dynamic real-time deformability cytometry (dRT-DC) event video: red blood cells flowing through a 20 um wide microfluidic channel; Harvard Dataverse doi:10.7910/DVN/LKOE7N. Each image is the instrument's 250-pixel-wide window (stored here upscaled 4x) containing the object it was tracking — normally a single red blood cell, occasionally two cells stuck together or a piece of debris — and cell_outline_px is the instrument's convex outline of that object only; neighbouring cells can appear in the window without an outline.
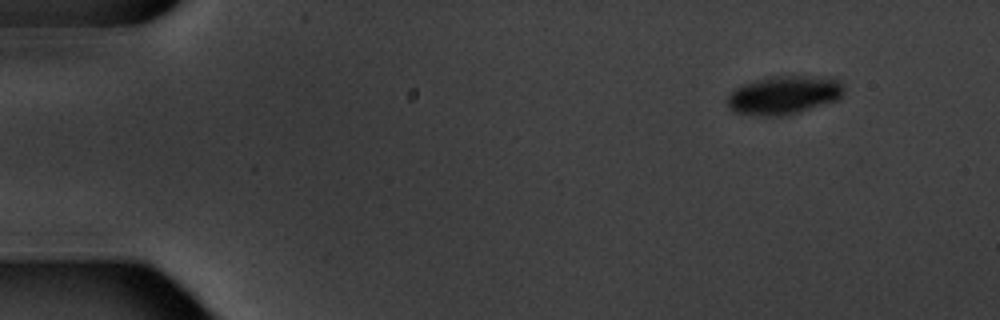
{"species": "common noctule bat (a hibernating species)", "species_latin": "Nyctalus noctula", "temperature_condition": "warm", "stored_images_in_passage": 6, "camera_frame_rate_fps": 3000, "um_per_image_px": 0.085, "animal": {"sex": "male", "body_mass_g": 20.1, "forearm_length_mm": 53.5}, "frame": {"image": 1, "passage_image": 2, "time_ms": 2.0, "image_size_px": [1000, 320], "cell_outline_px": [[844, 92], [840, 100], [788, 116], [764, 116], [736, 112], [728, 104], [728, 96], [736, 88], [744, 84], [772, 76], [832, 76], [840, 80], [844, 88]], "centroid_in_image_um": [66.76, 8.08], "position_along_channel_um": 18.2, "area_um2": 26.41}}
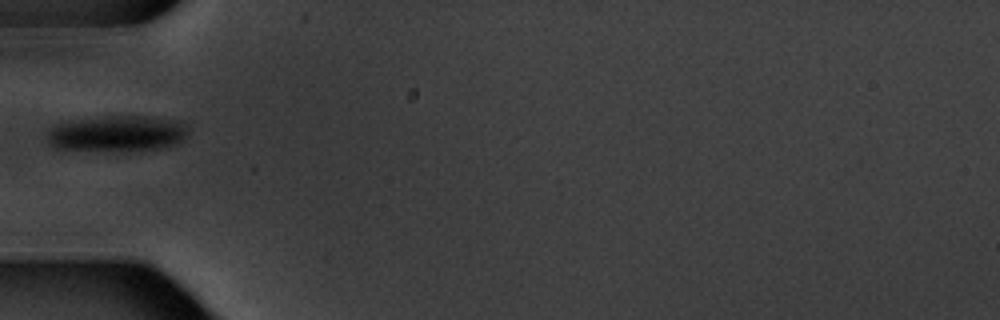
{"frame": {"image": 2, "passage_image": 6, "time_ms": 6.667, "image_size_px": [1000, 320], "cell_outline_px": [[188, 136], [184, 140], [176, 144], [164, 148], [56, 148], [48, 144], [44, 136], [52, 124], [76, 120], [108, 116], [144, 116], [180, 120], [188, 124]], "centroid_in_image_um": [9.99, 11.29], "position_along_channel_um": 75.0, "area_um2": 28.96}}